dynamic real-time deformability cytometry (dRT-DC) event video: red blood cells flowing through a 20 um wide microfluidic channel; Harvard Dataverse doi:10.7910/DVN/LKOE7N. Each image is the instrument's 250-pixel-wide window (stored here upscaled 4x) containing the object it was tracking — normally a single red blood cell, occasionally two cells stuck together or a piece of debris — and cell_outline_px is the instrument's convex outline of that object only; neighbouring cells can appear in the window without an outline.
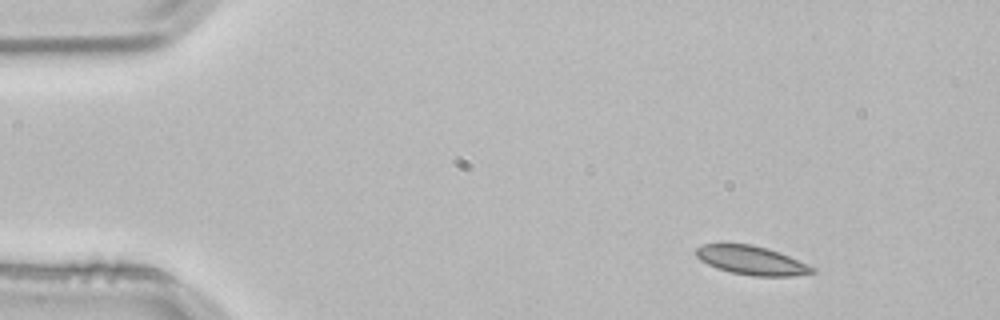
{"species": "common noctule bat (a hibernating species)", "species_latin": "Nyctalus noctula", "temperature_condition": "room temperature", "stored_images_in_passage": 48, "camera_frame_rate_fps": 3000, "um_per_image_px": 0.085, "animal": {"sex": "male", "body_mass_g": 21.5, "forearm_length_mm": 52.0}, "frame": {"image": 1, "passage_image": 1, "time_ms": 0.0, "image_size_px": [1000, 320], "cell_outline_px": [[816, 272], [792, 276], [756, 276], [732, 272], [716, 268], [700, 260], [696, 256], [696, 248], [704, 244], [752, 244], [768, 248], [780, 252], [816, 268]], "centroid_in_image_um": [63.89, 22.13], "position_along_channel_um": 21.1, "area_um2": 19.42}}
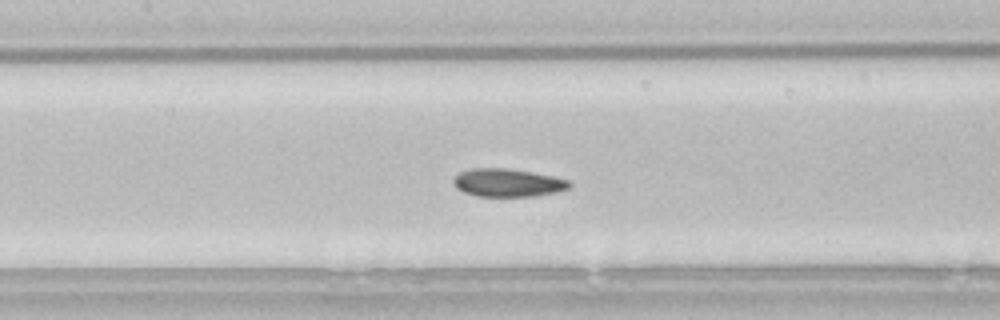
{"frame": {"image": 2, "passage_image": 19, "time_ms": 6.0, "image_size_px": [1000, 320], "cell_outline_px": [[572, 184], [568, 188], [556, 192], [536, 196], [476, 196], [464, 192], [456, 188], [452, 184], [452, 180], [460, 172], [472, 168], [504, 168], [532, 172], [552, 176], [568, 180]], "centroid_in_image_um": [43.13, 15.53], "position_along_channel_um": 164.3, "area_um2": 18.9}}
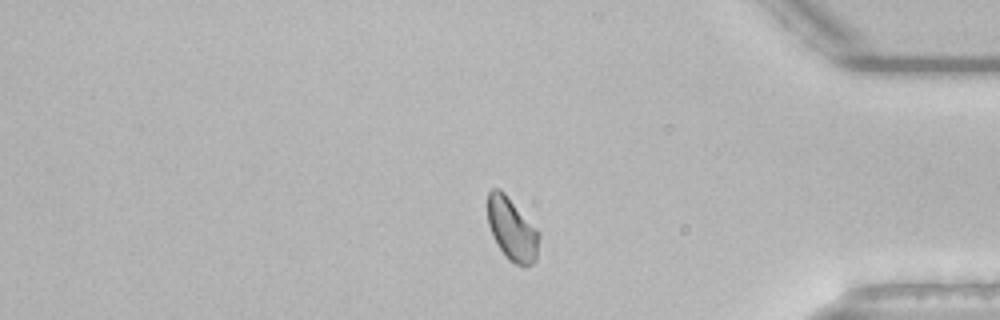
{"frame": {"image": 3, "passage_image": 39, "time_ms": 12.667, "image_size_px": [1000, 320], "cell_outline_px": [[540, 236], [536, 260], [532, 264], [524, 268], [508, 260], [496, 244], [492, 236], [488, 224], [488, 192], [492, 188], [500, 188], [504, 192], [540, 232]], "centroid_in_image_um": [43.52, 19.51], "position_along_channel_um": 391.7, "area_um2": 19.07}, "authors_computed_cell_mechanics": {"area_um2": 19.1029, "velocity_mm_per_s": 3.8006, "shape_relaxation_time_tau1_ms": 3.9506, "shape_relaxation_time_tau2_ms": 2.378, "deformation_change_tau1": 0.0886, "deformation_change_tau2": 0.0483}}